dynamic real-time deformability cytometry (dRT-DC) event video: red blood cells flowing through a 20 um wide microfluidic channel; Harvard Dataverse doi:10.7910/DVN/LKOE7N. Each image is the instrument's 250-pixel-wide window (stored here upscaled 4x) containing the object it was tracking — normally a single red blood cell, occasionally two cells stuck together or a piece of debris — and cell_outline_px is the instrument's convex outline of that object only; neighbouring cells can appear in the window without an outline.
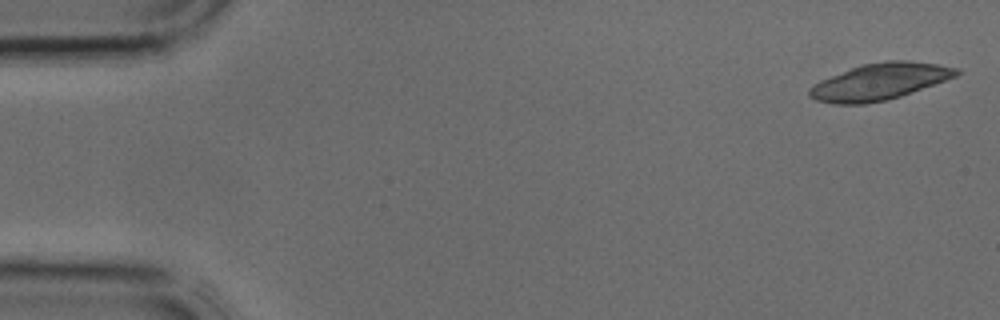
{"species": "common noctule bat (a hibernating species)", "species_latin": "Nyctalus noctula", "temperature_condition": "cold", "stored_images_in_passage": 4, "segment_of_instrument_passage": [1, 2], "camera_frame_rate_fps": 3000, "um_per_image_px": 0.085, "animal": {"sex": "male", "body_mass_g": 17.9, "forearm_length_mm": 54.2}, "frame": {"image": 1, "passage_image": 1, "time_ms": 0.0, "image_size_px": [1000, 320], "cell_outline_px": [[960, 72], [956, 76], [900, 96], [888, 100], [864, 104], [832, 104], [816, 100], [808, 96], [808, 88], [812, 84], [820, 80], [860, 64], [888, 60], [908, 60], [936, 64], [960, 68]], "centroid_in_image_um": [74.72, 6.94], "position_along_channel_um": 10.3, "area_um2": 31.39}}